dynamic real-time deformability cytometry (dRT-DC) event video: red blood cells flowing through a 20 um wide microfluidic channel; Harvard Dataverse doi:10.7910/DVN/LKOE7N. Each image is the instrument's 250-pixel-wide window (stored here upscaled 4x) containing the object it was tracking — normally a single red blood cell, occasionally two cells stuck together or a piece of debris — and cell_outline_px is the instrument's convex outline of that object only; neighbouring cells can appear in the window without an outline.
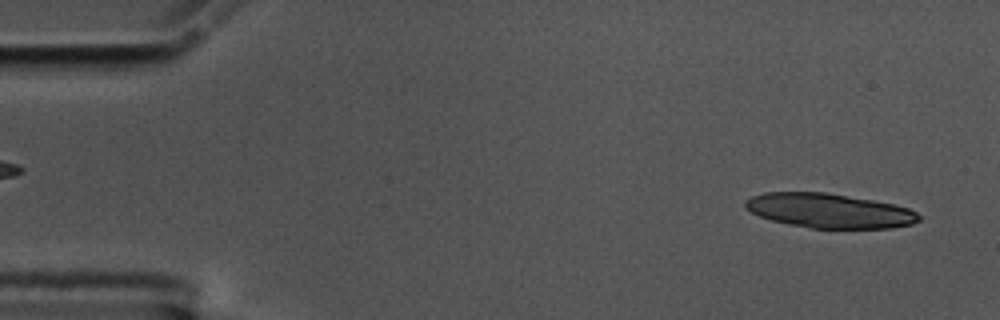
{"species": "common noctule bat (a hibernating species)", "species_latin": "Nyctalus noctula", "temperature_condition": "cold", "stored_images_in_passage": 54, "camera_frame_rate_fps": 3000, "um_per_image_px": 0.085, "animal": {"sex": "male", "body_mass_g": 17.5, "forearm_length_mm": 52.3}, "frame": {"image": 1, "passage_image": 2, "time_ms": 0.333, "image_size_px": [1000, 320], "cell_outline_px": [[920, 220], [912, 224], [892, 228], [812, 228], [788, 224], [772, 220], [760, 216], [744, 208], [744, 200], [752, 196], [764, 192], [824, 192], [872, 200], [892, 204], [908, 208], [916, 212], [920, 216]], "centroid_in_image_um": [70.46, 17.91], "position_along_channel_um": 14.5, "area_um2": 34.74}}
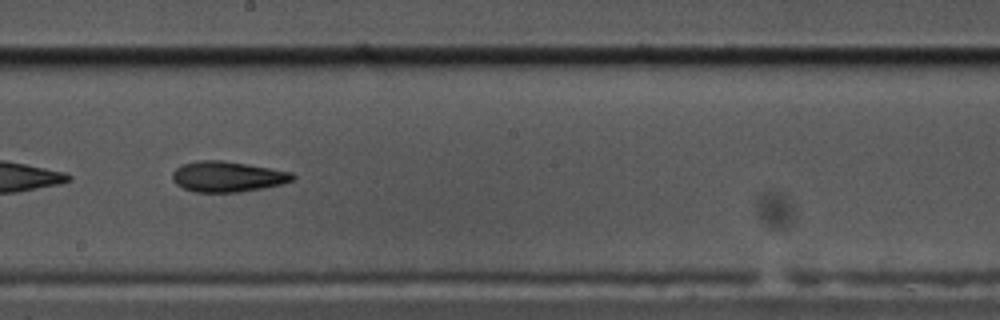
{"frame": {"image": 2, "passage_image": 30, "time_ms": 9.667, "image_size_px": [1000, 320], "cell_outline_px": [[296, 176], [292, 180], [280, 184], [264, 188], [240, 192], [196, 192], [184, 188], [176, 184], [172, 180], [172, 172], [180, 164], [196, 160], [224, 160], [248, 164], [292, 172]], "centroid_in_image_um": [19.3, 15.0], "position_along_channel_um": 228.9, "area_um2": 21.56}}
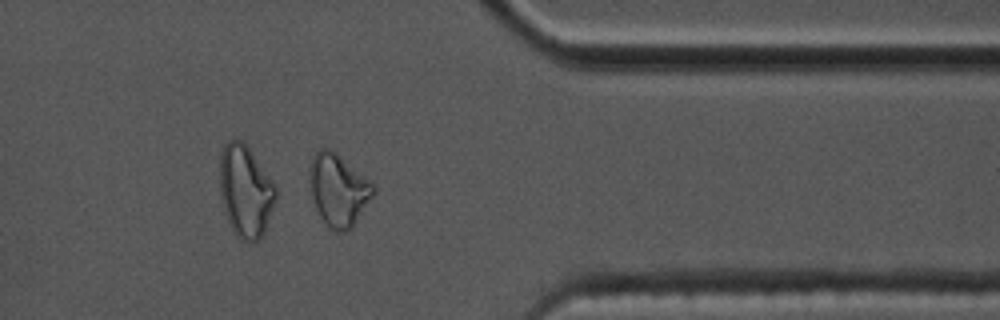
{"frame": {"image": 3, "passage_image": 44, "time_ms": 14.333, "image_size_px": [1000, 320], "cell_outline_px": [[376, 192], [352, 228], [344, 232], [336, 232], [320, 216], [312, 200], [308, 188], [308, 168], [312, 156], [320, 148], [328, 148], [336, 152], [368, 180], [376, 188]], "centroid_in_image_um": [28.72, 16.13], "position_along_channel_um": 382.7, "area_um2": 26.93}, "authors_computed_cell_mechanics": {"area_um2": 24.0159, "velocity_mm_per_s": 3.535, "shape_relaxation_time_tau1_ms": 10.9664, "shape_relaxation_time_tau2_ms": 2.7258, "deformation_change_tau1": 0.2512, "deformation_change_tau2": 0.1175}}